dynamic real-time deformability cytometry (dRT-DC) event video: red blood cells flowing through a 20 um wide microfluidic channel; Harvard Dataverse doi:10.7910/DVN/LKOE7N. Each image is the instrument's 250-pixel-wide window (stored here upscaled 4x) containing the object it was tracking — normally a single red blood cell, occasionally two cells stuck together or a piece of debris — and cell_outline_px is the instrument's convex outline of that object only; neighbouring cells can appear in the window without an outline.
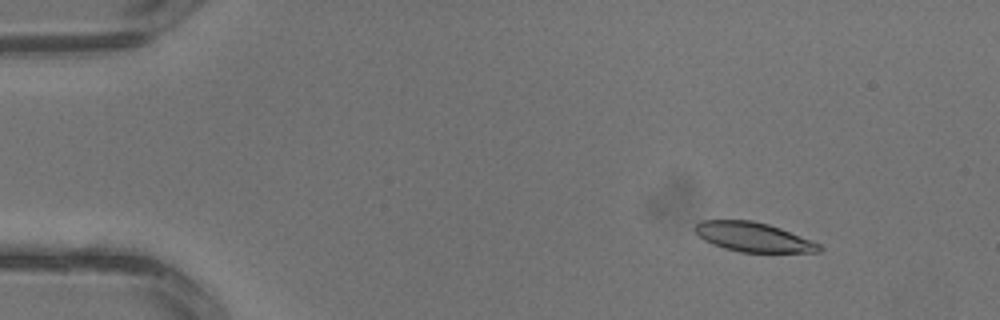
{"species": "common noctule bat (a hibernating species)", "species_latin": "Nyctalus noctula", "temperature_condition": "warm", "stored_images_in_passage": 3, "camera_frame_rate_fps": 3000, "um_per_image_px": 0.085, "animal": {"sex": "male", "body_mass_g": 13.3}, "frame": {"image": 1, "passage_image": 2, "time_ms": 0.333, "image_size_px": [1000, 320], "cell_outline_px": [[824, 248], [820, 252], [740, 252], [724, 248], [712, 244], [704, 240], [692, 228], [700, 220], [752, 220], [768, 224], [780, 228], [820, 244]], "centroid_in_image_um": [64.01, 20.15], "position_along_channel_um": 21.0, "area_um2": 21.21}}